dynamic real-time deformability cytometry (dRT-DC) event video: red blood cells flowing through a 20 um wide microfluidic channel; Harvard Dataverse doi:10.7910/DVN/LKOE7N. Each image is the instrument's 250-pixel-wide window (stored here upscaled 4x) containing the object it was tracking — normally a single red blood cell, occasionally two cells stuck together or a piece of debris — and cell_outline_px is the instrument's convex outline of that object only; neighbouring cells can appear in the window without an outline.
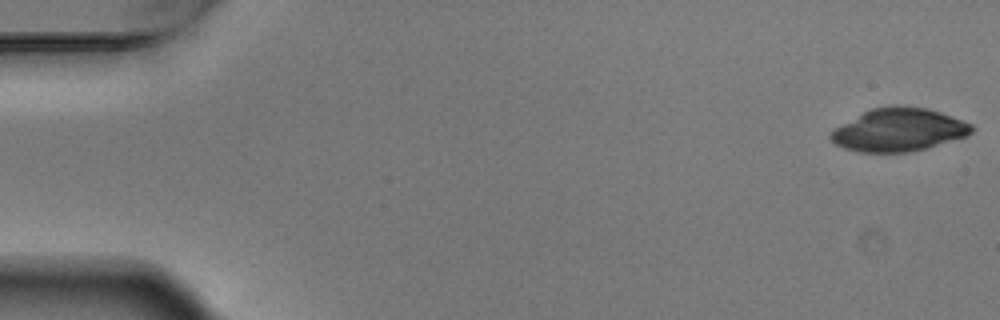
{"species": "Egyptian fruit bat (a non-hibernating species)", "species_latin": "Rousettus aegyptiacus", "temperature_condition": "warm", "stored_images_in_passage": 5, "camera_frame_rate_fps": 3000, "um_per_image_px": 0.085, "animal": {"sex": "male"}, "frame": {"image": 1, "passage_image": 1, "time_ms": 0.0, "image_size_px": [1000, 320], "cell_outline_px": [[972, 132], [968, 136], [924, 148], [908, 152], [860, 152], [844, 148], [836, 144], [828, 136], [832, 128], [872, 108], [896, 104], [900, 104], [928, 108], [940, 112], [972, 124]], "centroid_in_image_um": [76.36, 11.02], "position_along_channel_um": 8.6, "area_um2": 35.37}}